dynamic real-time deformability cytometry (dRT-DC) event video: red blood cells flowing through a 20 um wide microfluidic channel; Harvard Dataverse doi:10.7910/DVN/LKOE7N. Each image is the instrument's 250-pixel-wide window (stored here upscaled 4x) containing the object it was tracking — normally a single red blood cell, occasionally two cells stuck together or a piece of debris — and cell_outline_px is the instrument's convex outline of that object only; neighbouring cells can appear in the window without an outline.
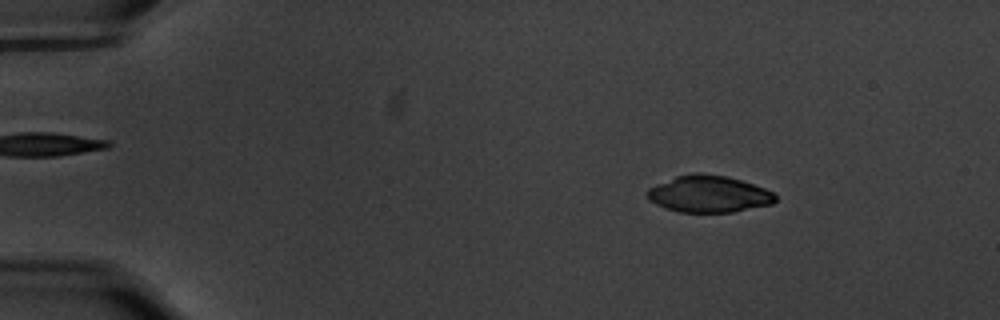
{"species": "common noctule bat (a hibernating species)", "species_latin": "Nyctalus noctula", "temperature_condition": "warm", "stored_images_in_passage": 51, "camera_frame_rate_fps": 3000, "um_per_image_px": 0.085, "animal": {"sex": "male", "body_mass_g": 20.1, "forearm_length_mm": 53.5}, "frame": {"image": 1, "passage_image": 2, "time_ms": 0.333, "image_size_px": [1000, 320], "cell_outline_px": [[776, 200], [772, 204], [732, 212], [680, 212], [664, 208], [648, 200], [648, 188], [656, 184], [676, 176], [692, 172], [700, 172], [728, 176], [764, 188], [772, 192], [776, 196]], "centroid_in_image_um": [60.22, 16.48], "position_along_channel_um": 24.8, "area_um2": 27.51}}